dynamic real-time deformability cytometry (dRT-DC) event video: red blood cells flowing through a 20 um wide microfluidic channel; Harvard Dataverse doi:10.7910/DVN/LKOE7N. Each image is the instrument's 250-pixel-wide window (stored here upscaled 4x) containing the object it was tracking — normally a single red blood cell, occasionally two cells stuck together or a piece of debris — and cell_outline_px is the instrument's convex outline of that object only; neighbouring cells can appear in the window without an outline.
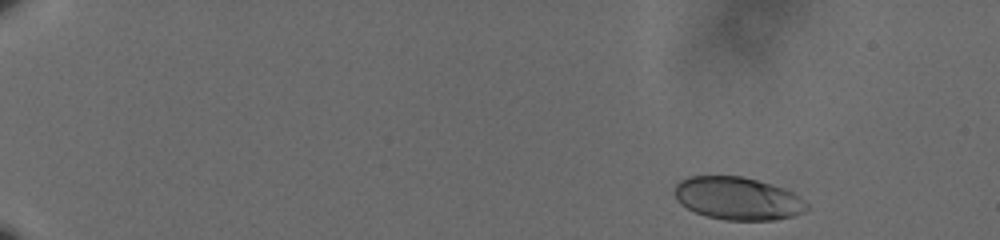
{"species": "human", "species_latin": "Homo sapiens", "temperature_condition": "cold", "stored_images_in_passage": 55, "camera_frame_rate_fps": 3000, "um_per_image_px": 0.085, "donor": {"sex": "male"}, "frame": {"image": 1, "passage_image": 3, "time_ms": 0.667, "image_size_px": [1000, 240], "cell_outline_px": [[808, 208], [804, 212], [792, 216], [776, 220], [724, 220], [708, 216], [696, 212], [680, 204], [676, 200], [672, 192], [676, 184], [680, 180], [688, 176], [740, 176], [756, 180], [784, 188], [792, 192], [804, 200], [808, 204]], "centroid_in_image_um": [62.68, 16.87], "position_along_channel_um": 22.3, "area_um2": 33.06}}
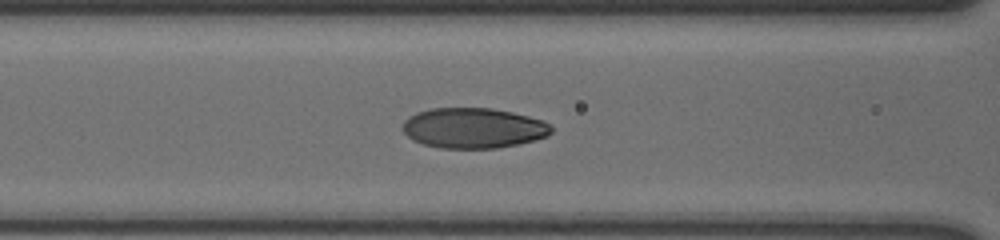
{"frame": {"image": 2, "passage_image": 24, "time_ms": 7.667, "image_size_px": [1000, 240], "cell_outline_px": [[552, 132], [548, 136], [536, 140], [520, 144], [496, 148], [440, 148], [424, 144], [412, 140], [400, 128], [404, 120], [408, 116], [416, 112], [428, 108], [492, 108], [512, 112], [544, 120], [552, 128]], "centroid_in_image_um": [40.22, 10.88], "position_along_channel_um": 126.4, "area_um2": 35.32}}
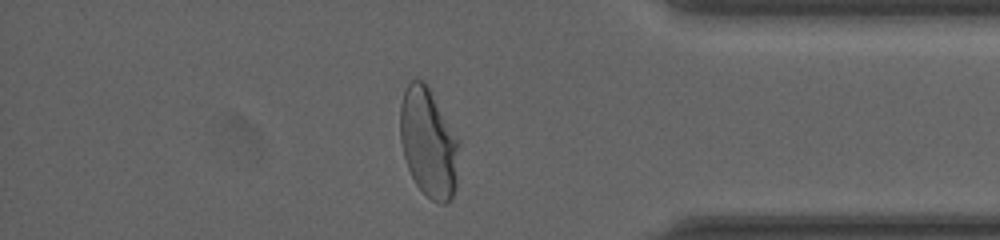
{"frame": {"image": 3, "passage_image": 48, "time_ms": 15.667, "image_size_px": [1000, 240], "cell_outline_px": [[460, 144], [456, 188], [452, 200], [444, 204], [440, 204], [432, 200], [416, 184], [408, 168], [404, 156], [400, 140], [400, 104], [404, 92], [408, 84], [412, 80], [424, 80], [460, 140]], "centroid_in_image_um": [36.45, 12.16], "position_along_channel_um": 398.8, "area_um2": 37.69}, "authors_computed_cell_mechanics": {"area_um2": 34.391, "velocity_mm_per_s": 3.5853, "shape_relaxation_time_tau1_ms": 3.8997, "shape_relaxation_time_tau2_ms": null, "deformation_change_tau1": 0.1727, "deformation_change_tau2": null}}